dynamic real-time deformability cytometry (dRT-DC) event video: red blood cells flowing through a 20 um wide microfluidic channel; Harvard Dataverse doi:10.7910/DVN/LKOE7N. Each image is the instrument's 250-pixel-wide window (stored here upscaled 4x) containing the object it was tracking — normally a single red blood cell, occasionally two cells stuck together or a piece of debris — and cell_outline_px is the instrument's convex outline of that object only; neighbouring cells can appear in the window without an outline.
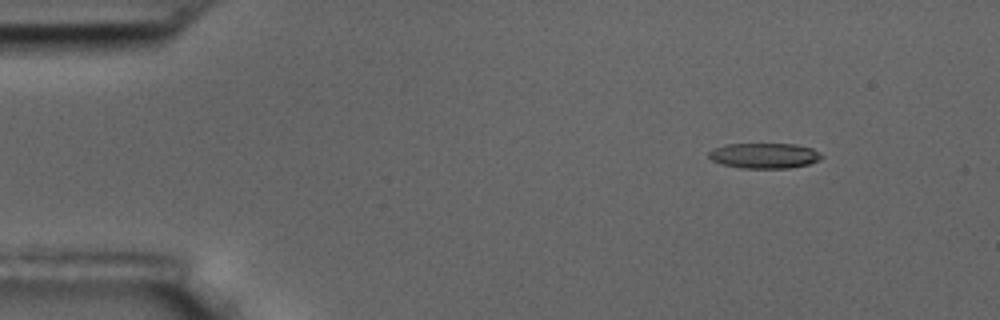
{"species": "common noctule bat (a hibernating species)", "species_latin": "Nyctalus noctula", "temperature_condition": "room temperature", "stored_images_in_passage": 6, "camera_frame_rate_fps": 3000, "um_per_image_px": 0.085, "animal": {"sex": "male", "body_mass_g": 17.5, "forearm_length_mm": 52.3}, "frame": {"image": 1, "passage_image": 2, "time_ms": 0.333, "image_size_px": [1000, 320], "cell_outline_px": [[824, 156], [820, 160], [808, 164], [788, 168], [744, 168], [724, 164], [712, 160], [708, 156], [708, 152], [712, 148], [728, 144], [796, 144], [812, 148]], "centroid_in_image_um": [64.98, 13.22], "position_along_channel_um": 20.0, "area_um2": 16.59}}
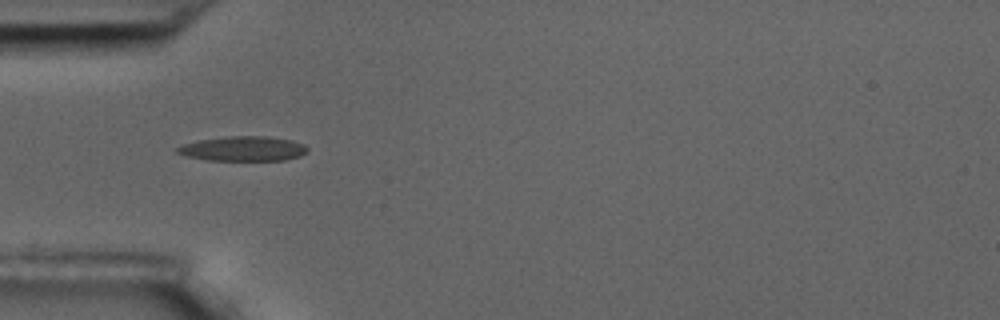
{"frame": {"image": 2, "passage_image": 5, "time_ms": 1.333, "image_size_px": [1000, 320], "cell_outline_px": [[308, 152], [300, 156], [284, 160], [208, 160], [184, 156], [176, 152], [176, 148], [184, 144], [200, 140], [228, 136], [264, 136], [292, 140], [304, 144], [308, 148]], "centroid_in_image_um": [20.68, 12.64], "position_along_channel_um": 64.3, "area_um2": 18.73}}